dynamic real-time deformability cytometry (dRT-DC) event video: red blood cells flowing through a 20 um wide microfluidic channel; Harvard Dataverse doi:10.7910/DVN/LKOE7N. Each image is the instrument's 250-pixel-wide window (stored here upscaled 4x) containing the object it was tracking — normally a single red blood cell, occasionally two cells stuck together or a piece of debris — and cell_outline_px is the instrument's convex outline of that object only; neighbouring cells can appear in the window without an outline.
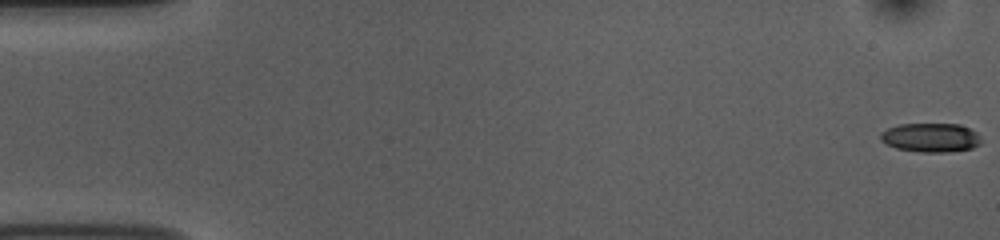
{"species": "common noctule bat (a hibernating species)", "species_latin": "Nyctalus noctula", "temperature_condition": "room temperature", "stored_images_in_passage": 54, "camera_frame_rate_fps": 3000, "um_per_image_px": 0.085, "animal": {"sex": "female", "body_mass_g": 10.0, "forearm_length_mm": 53.1}, "frame": {"image": 1, "passage_image": 1, "time_ms": 0.0, "image_size_px": [1000, 240], "cell_outline_px": [[980, 144], [972, 148], [948, 152], [920, 152], [896, 148], [880, 140], [880, 132], [888, 128], [900, 124], [960, 124], [976, 132], [980, 140]], "centroid_in_image_um": [79.09, 11.69], "position_along_channel_um": 5.9, "area_um2": 16.94}}
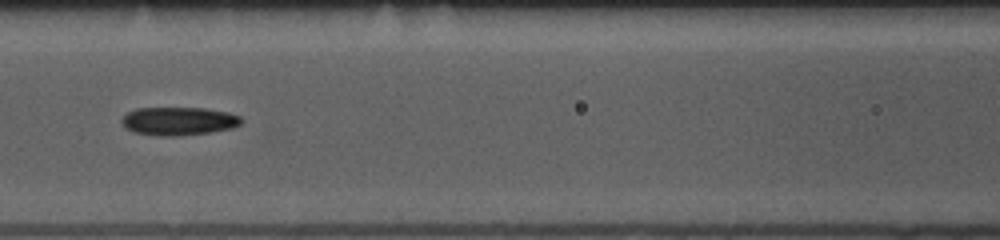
{"frame": {"image": 2, "passage_image": 24, "time_ms": 7.667, "image_size_px": [1000, 240], "cell_outline_px": [[244, 120], [240, 124], [232, 128], [208, 132], [176, 136], [160, 136], [132, 132], [124, 128], [120, 120], [128, 112], [136, 108], [204, 108], [228, 112], [240, 116]], "centroid_in_image_um": [15.16, 10.29], "position_along_channel_um": 151.4, "area_um2": 19.77}}
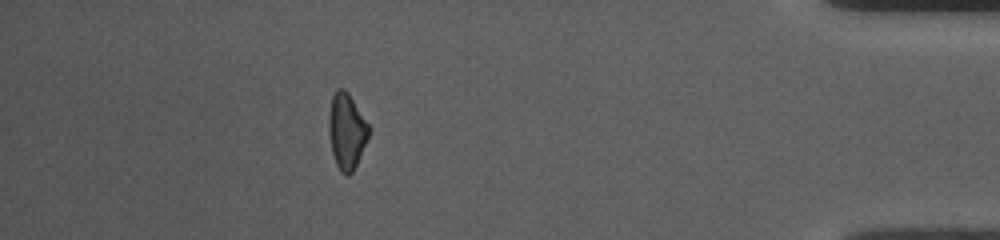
{"frame": {"image": 3, "passage_image": 48, "time_ms": 15.667, "image_size_px": [1000, 240], "cell_outline_px": [[372, 132], [352, 172], [348, 176], [344, 176], [340, 172], [336, 164], [332, 152], [328, 132], [328, 116], [332, 96], [336, 88], [344, 88], [348, 92], [372, 128]], "centroid_in_image_um": [29.48, 11.14], "position_along_channel_um": 405.7, "area_um2": 18.15}, "authors_computed_cell_mechanics": {"area_um2": 18.3226, "velocity_mm_per_s": 3.7756, "shape_relaxation_time_tau1_ms": 7.4978, "shape_relaxation_time_tau2_ms": 6.6985, "deformation_change_tau1": 0.1789, "deformation_change_tau2": 0.1765}}